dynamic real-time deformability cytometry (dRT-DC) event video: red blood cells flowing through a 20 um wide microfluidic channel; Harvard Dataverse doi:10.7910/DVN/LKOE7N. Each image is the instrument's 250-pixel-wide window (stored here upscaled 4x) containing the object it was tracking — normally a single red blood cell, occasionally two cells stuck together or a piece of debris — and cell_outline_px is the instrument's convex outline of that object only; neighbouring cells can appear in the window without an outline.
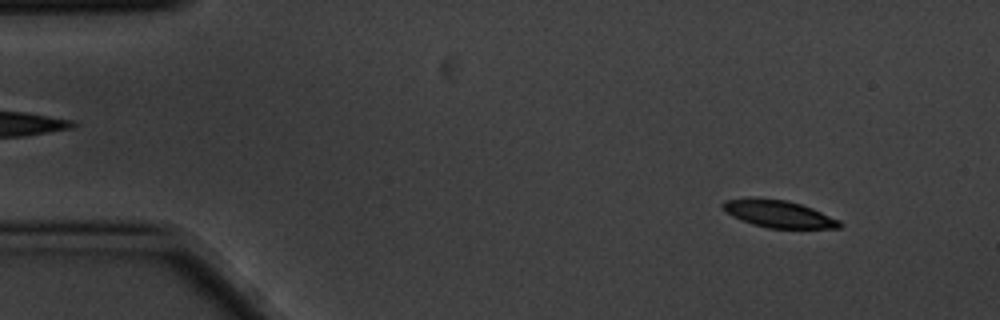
{"species": "common noctule bat (a hibernating species)", "species_latin": "Nyctalus noctula", "temperature_condition": "cold", "stored_images_in_passage": 4, "segment_of_instrument_passage": [1, 2], "camera_frame_rate_fps": 3000, "um_per_image_px": 0.085, "animal": {"sex": "male", "body_mass_g": 20.1, "forearm_length_mm": 53.5}, "frame": {"image": 1, "passage_image": 1, "time_ms": 0.0, "image_size_px": [1000, 320], "cell_outline_px": [[840, 228], [768, 228], [752, 224], [732, 216], [724, 212], [720, 204], [724, 200], [752, 196], [788, 200], [812, 208], [840, 220]], "centroid_in_image_um": [66.09, 18.15], "position_along_channel_um": 18.9, "area_um2": 18.84}}
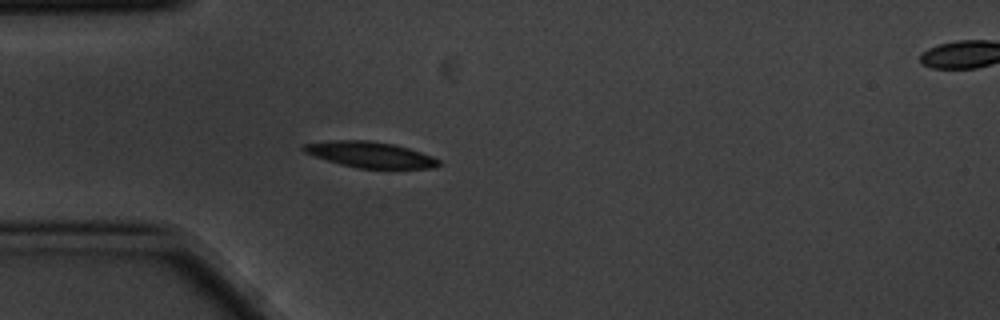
{"frame": {"image": 2, "passage_image": 3, "time_ms": 0.667, "image_size_px": [1000, 320], "cell_outline_px": [[440, 164], [436, 168], [356, 168], [340, 164], [312, 156], [304, 152], [300, 148], [304, 144], [328, 140], [368, 140], [392, 144], [408, 148], [432, 156], [440, 160]], "centroid_in_image_um": [31.42, 13.14], "position_along_channel_um": 53.6, "area_um2": 20.4}}